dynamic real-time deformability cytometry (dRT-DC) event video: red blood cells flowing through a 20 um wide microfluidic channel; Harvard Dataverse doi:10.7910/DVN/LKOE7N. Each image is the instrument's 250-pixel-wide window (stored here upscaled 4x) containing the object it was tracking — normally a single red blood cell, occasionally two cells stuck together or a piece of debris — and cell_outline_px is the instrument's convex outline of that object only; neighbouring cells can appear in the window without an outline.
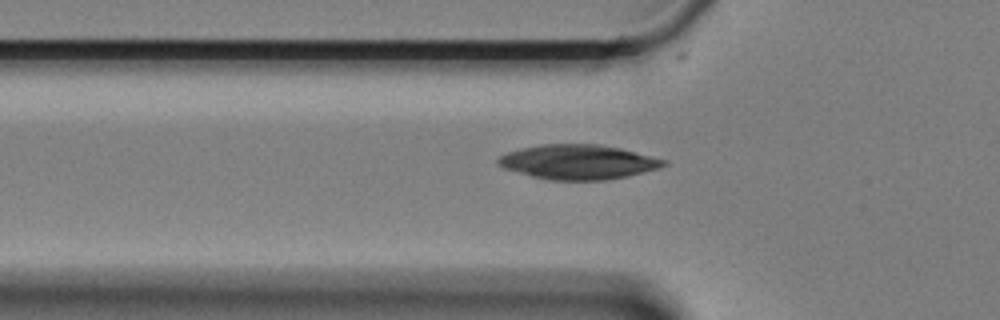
{"species": "Egyptian fruit bat (a non-hibernating species)", "species_latin": "Rousettus aegyptiacus", "temperature_condition": "cold", "stored_images_in_passage": 36, "camera_frame_rate_fps": 3000, "um_per_image_px": 0.085, "animal": {"sex": "female"}, "frame": {"image": 1, "passage_image": 4, "time_ms": 1.0, "image_size_px": [1000, 320], "cell_outline_px": [[668, 164], [660, 168], [628, 176], [604, 180], [548, 180], [532, 176], [504, 168], [496, 164], [496, 160], [500, 156], [508, 152], [540, 144], [600, 144], [620, 148], [668, 160]], "centroid_in_image_um": [49.17, 13.77], "position_along_channel_um": 76.6, "area_um2": 33.41}}
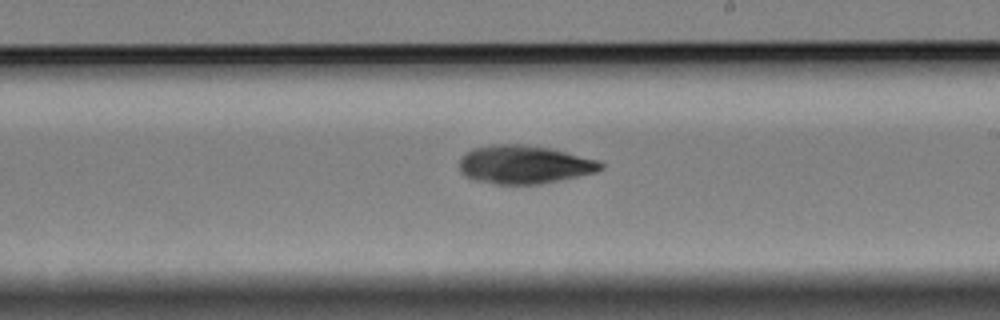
{"frame": {"image": 2, "passage_image": 19, "time_ms": 6.0, "image_size_px": [1000, 320], "cell_outline_px": [[604, 168], [596, 172], [540, 184], [496, 184], [472, 180], [464, 176], [460, 172], [460, 156], [476, 148], [492, 144], [524, 144], [548, 148], [600, 160], [604, 164]], "centroid_in_image_um": [44.55, 13.99], "position_along_channel_um": 244.4, "area_um2": 31.62}}
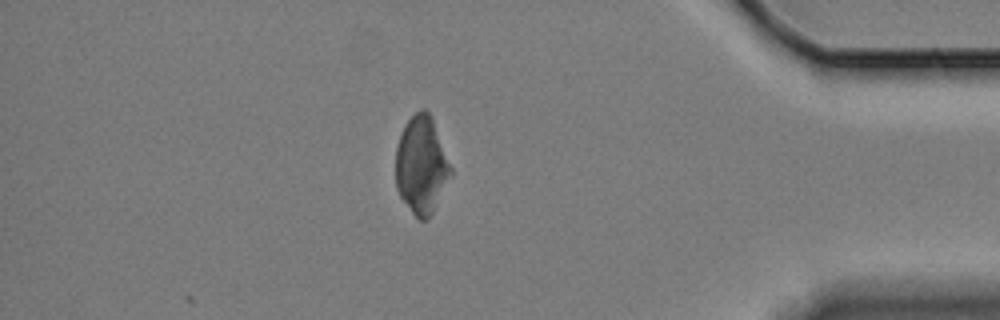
{"frame": {"image": 3, "passage_image": 36, "time_ms": 11.667, "image_size_px": [1000, 320], "cell_outline_px": [[452, 172], [432, 212], [424, 220], [420, 220], [412, 212], [400, 196], [396, 188], [396, 148], [404, 124], [420, 108], [424, 108], [432, 116], [452, 168]], "centroid_in_image_um": [35.81, 13.99], "position_along_channel_um": 399.4, "area_um2": 30.92}}